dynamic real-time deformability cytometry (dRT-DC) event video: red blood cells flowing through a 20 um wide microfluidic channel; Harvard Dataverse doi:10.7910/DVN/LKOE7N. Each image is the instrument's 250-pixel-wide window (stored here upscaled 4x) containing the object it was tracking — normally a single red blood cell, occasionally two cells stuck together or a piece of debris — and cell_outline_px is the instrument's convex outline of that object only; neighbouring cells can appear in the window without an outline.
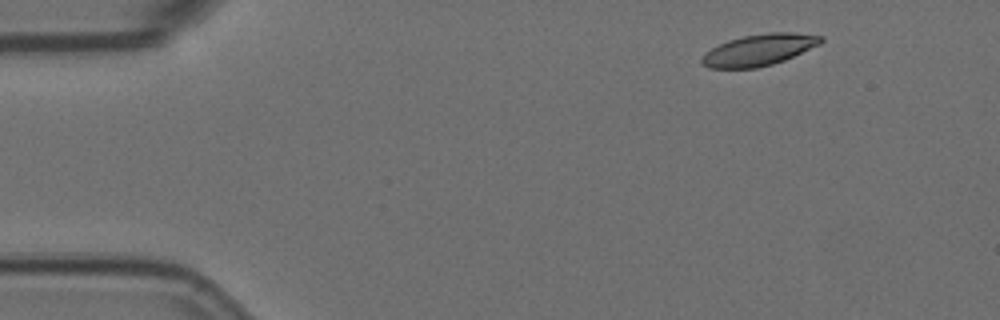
{"species": "Egyptian fruit bat (a non-hibernating species)", "species_latin": "Rousettus aegyptiacus", "temperature_condition": "room temperature", "stored_images_in_passage": 5, "camera_frame_rate_fps": 3000, "um_per_image_px": 0.085, "animal": {"sex": "female"}, "frame": {"image": 1, "passage_image": 2, "time_ms": 0.333, "image_size_px": [1000, 320], "cell_outline_px": [[824, 40], [820, 44], [784, 60], [772, 64], [756, 68], [708, 68], [700, 60], [704, 52], [728, 40], [744, 36], [768, 32], [792, 32], [824, 36]], "centroid_in_image_um": [64.52, 4.23], "position_along_channel_um": 20.5, "area_um2": 21.73}}
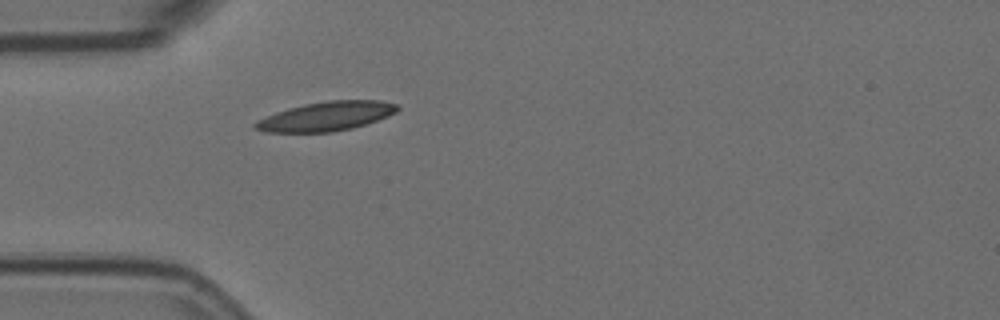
{"frame": {"image": 2, "passage_image": 5, "time_ms": 1.333, "image_size_px": [1000, 320], "cell_outline_px": [[400, 108], [396, 112], [388, 116], [352, 128], [332, 132], [268, 132], [252, 128], [252, 124], [256, 120], [276, 112], [288, 108], [304, 104], [328, 100], [380, 100], [396, 104]], "centroid_in_image_um": [27.69, 9.88], "position_along_channel_um": 57.3, "area_um2": 24.16}}